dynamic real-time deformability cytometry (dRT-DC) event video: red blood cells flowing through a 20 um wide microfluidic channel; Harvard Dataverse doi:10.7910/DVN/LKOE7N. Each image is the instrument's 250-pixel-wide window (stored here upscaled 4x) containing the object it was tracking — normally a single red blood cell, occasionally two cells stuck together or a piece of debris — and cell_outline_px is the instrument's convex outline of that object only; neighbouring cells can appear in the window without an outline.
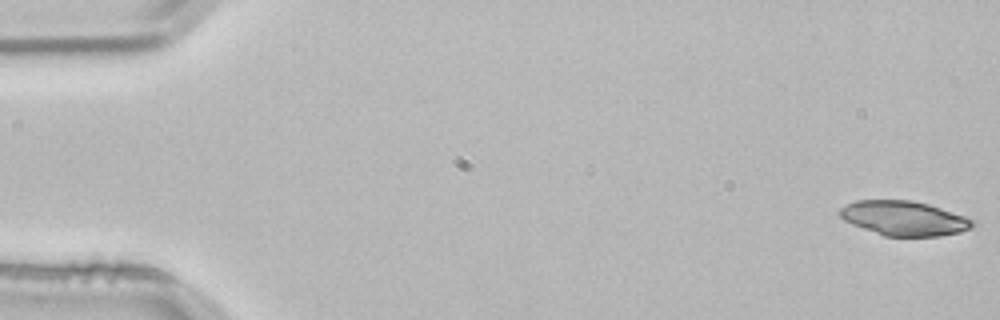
{"species": "common noctule bat (a hibernating species)", "species_latin": "Nyctalus noctula", "temperature_condition": "room temperature", "stored_images_in_passage": 4, "camera_frame_rate_fps": 3000, "um_per_image_px": 0.085, "animal": {"sex": "male", "body_mass_g": 21.5, "forearm_length_mm": 52.0}, "frame": {"image": 1, "passage_image": 1, "time_ms": 0.0, "image_size_px": [1000, 320], "cell_outline_px": [[976, 224], [972, 228], [960, 232], [940, 236], [884, 236], [852, 224], [844, 220], [836, 212], [840, 208], [856, 200], [912, 200], [928, 204], [964, 216], [972, 220]], "centroid_in_image_um": [76.82, 18.55], "position_along_channel_um": 8.2, "area_um2": 26.7}}
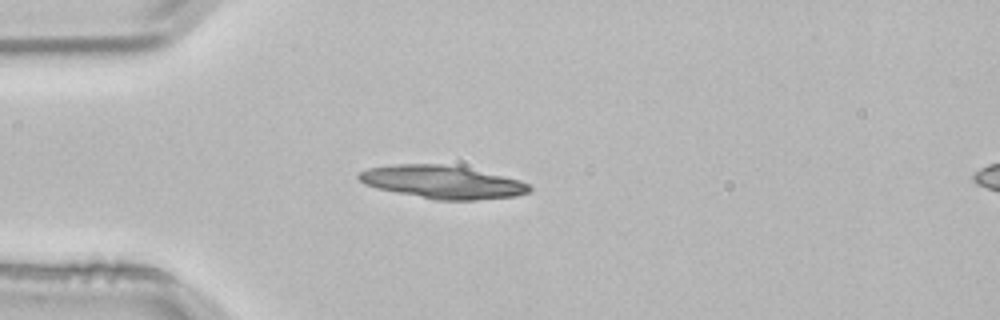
{"frame": {"image": 2, "passage_image": 4, "time_ms": 1.0, "image_size_px": [1000, 320], "cell_outline_px": [[532, 192], [516, 196], [476, 200], [436, 200], [376, 188], [364, 184], [356, 176], [360, 172], [368, 168], [396, 164], [440, 164], [464, 168], [520, 180], [528, 184], [532, 188]], "centroid_in_image_um": [37.59, 15.49], "position_along_channel_um": 47.4, "area_um2": 32.43}}